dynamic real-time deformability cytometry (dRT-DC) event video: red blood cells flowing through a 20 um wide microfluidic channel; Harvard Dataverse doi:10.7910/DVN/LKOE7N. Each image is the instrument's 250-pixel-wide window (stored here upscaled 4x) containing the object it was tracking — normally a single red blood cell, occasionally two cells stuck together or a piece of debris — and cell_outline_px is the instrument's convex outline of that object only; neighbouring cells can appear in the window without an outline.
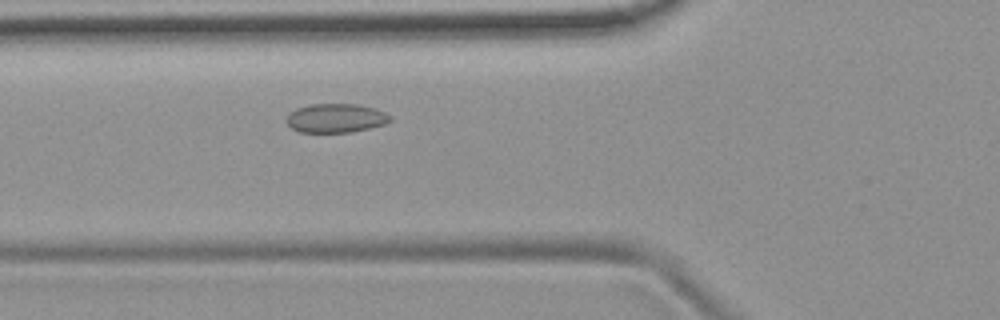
{"species": "common noctule bat (a hibernating species)", "species_latin": "Nyctalus noctula", "temperature_condition": "room temperature", "stored_images_in_passage": 2, "camera_frame_rate_fps": 3000, "um_per_image_px": 0.085, "animal": {"sex": "female", "body_mass_g": 19.9}, "frame": {"image": 1, "passage_image": 2, "time_ms": 1.0, "image_size_px": [1000, 320], "cell_outline_px": [[392, 120], [384, 124], [368, 128], [348, 132], [300, 132], [292, 128], [288, 124], [288, 116], [296, 108], [312, 104], [356, 104], [372, 108], [384, 112], [392, 116]], "centroid_in_image_um": [28.56, 10.04], "position_along_channel_um": 97.2, "area_um2": 17.17}}